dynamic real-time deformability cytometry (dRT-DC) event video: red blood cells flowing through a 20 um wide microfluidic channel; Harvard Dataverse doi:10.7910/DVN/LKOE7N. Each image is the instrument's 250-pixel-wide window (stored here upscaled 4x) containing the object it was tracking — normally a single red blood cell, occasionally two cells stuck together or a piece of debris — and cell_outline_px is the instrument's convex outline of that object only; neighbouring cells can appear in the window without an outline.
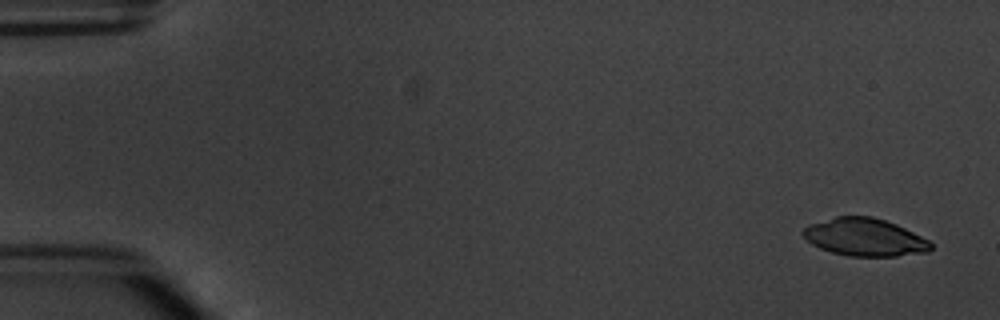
{"species": "common noctule bat (a hibernating species)", "species_latin": "Nyctalus noctula", "temperature_condition": "warm", "stored_images_in_passage": 4, "camera_frame_rate_fps": 3000, "um_per_image_px": 0.085, "animal": {"sex": "male", "body_mass_g": 20.1, "forearm_length_mm": 53.5}, "frame": {"image": 1, "passage_image": 1, "time_ms": 0.0, "image_size_px": [1000, 320], "cell_outline_px": [[932, 248], [928, 252], [896, 256], [848, 256], [832, 252], [820, 248], [812, 244], [800, 232], [808, 224], [836, 216], [872, 216], [896, 224], [928, 240], [932, 244]], "centroid_in_image_um": [73.48, 20.16], "position_along_channel_um": 11.5, "area_um2": 27.98}}